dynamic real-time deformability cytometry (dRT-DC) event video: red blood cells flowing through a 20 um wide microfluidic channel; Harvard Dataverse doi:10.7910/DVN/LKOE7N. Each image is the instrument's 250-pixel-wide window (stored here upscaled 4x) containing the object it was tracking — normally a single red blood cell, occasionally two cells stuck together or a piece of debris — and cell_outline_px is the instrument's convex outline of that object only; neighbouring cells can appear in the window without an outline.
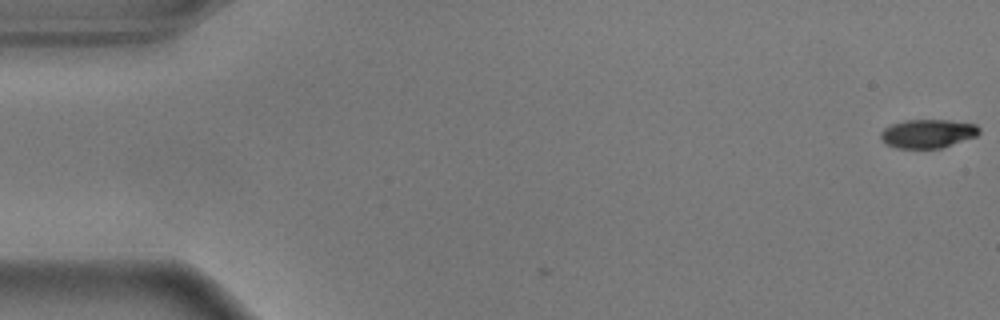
{"species": "common noctule bat (a hibernating species)", "species_latin": "Nyctalus noctula", "temperature_condition": "warm", "stored_images_in_passage": 6, "camera_frame_rate_fps": 3000, "um_per_image_px": 0.085, "animal": {"sex": "male", "body_mass_g": 17.9}, "frame": {"image": 1, "passage_image": 1, "time_ms": 0.0, "image_size_px": [1000, 320], "cell_outline_px": [[980, 132], [976, 136], [940, 148], [896, 148], [880, 140], [880, 132], [884, 128], [892, 124], [904, 120], [948, 120], [976, 124], [980, 128]], "centroid_in_image_um": [78.84, 11.35], "position_along_channel_um": 6.2, "area_um2": 16.42}}